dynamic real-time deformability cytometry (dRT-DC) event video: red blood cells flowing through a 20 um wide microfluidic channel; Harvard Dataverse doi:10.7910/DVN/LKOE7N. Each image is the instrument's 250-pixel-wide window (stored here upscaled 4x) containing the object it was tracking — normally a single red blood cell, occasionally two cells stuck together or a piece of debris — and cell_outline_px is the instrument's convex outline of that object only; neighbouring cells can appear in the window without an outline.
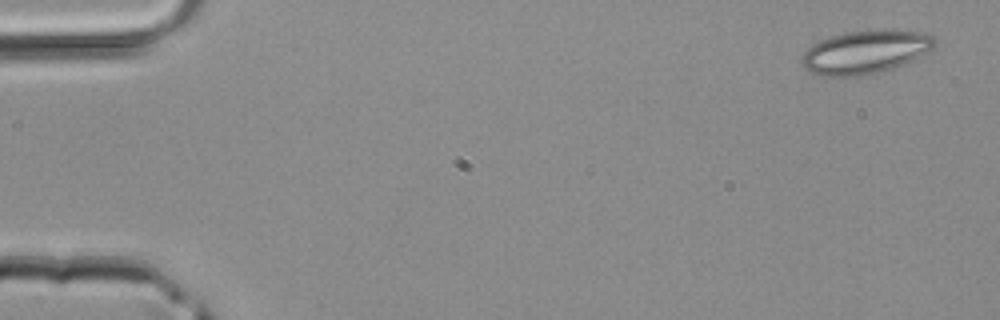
{"species": "common noctule bat (a hibernating species)", "species_latin": "Nyctalus noctula", "temperature_condition": "room temperature", "stored_images_in_passage": 43, "camera_frame_rate_fps": 3000, "um_per_image_px": 0.085, "animal": {"sex": "male", "body_mass_g": 20.4}, "frame": {"image": 1, "passage_image": 2, "time_ms": 0.333, "image_size_px": [1000, 320], "cell_outline_px": [[936, 44], [932, 48], [904, 64], [884, 72], [868, 76], [816, 76], [804, 68], [800, 64], [800, 60], [804, 52], [812, 44], [820, 40], [844, 32], [924, 32], [932, 36], [936, 40]], "centroid_in_image_um": [73.47, 4.49], "position_along_channel_um": 11.5, "area_um2": 33.12}}
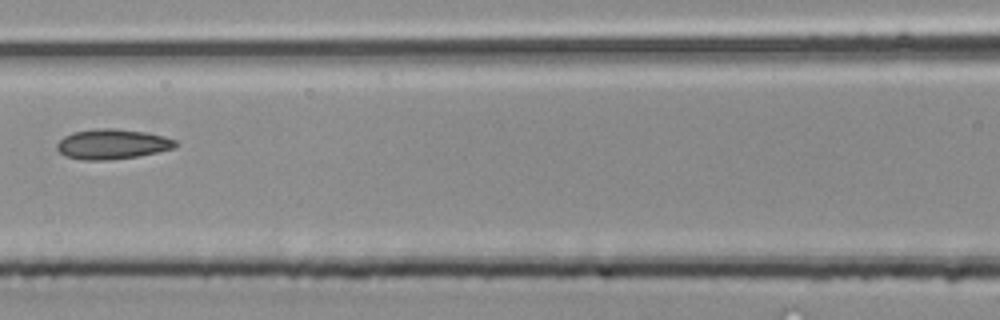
{"frame": {"image": 2, "passage_image": 20, "time_ms": 6.333, "image_size_px": [1000, 320], "cell_outline_px": [[180, 144], [176, 148], [140, 156], [108, 160], [80, 160], [64, 156], [56, 148], [56, 144], [64, 136], [72, 132], [96, 128], [112, 128], [144, 132], [164, 136], [176, 140]], "centroid_in_image_um": [9.55, 12.26], "position_along_channel_um": 157.0, "area_um2": 21.04}}
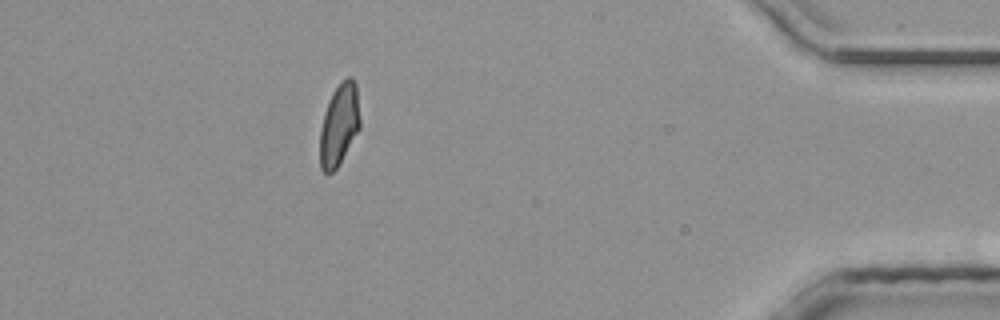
{"frame": {"image": 3, "passage_image": 39, "time_ms": 12.667, "image_size_px": [1000, 320], "cell_outline_px": [[360, 128], [336, 168], [328, 176], [320, 168], [320, 132], [324, 112], [328, 100], [332, 92], [340, 80], [348, 76], [352, 76], [356, 80], [360, 120]], "centroid_in_image_um": [28.83, 10.54], "position_along_channel_um": 406.4, "area_um2": 19.36}}